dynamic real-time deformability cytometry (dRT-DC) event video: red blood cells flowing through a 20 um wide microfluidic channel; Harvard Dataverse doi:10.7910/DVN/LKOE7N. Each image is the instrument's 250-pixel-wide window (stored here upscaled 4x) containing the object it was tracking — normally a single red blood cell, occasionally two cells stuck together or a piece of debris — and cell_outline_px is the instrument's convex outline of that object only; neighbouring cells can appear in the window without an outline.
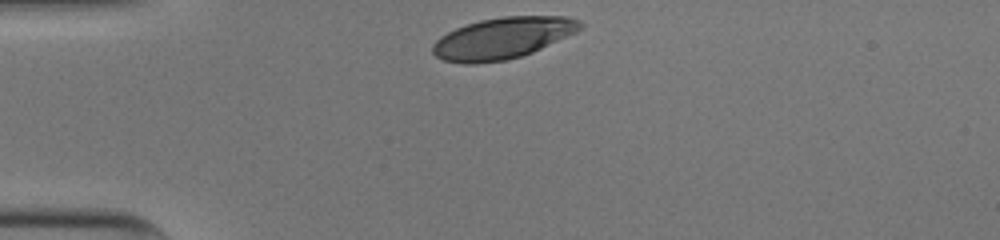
{"species": "human", "species_latin": "Homo sapiens", "temperature_condition": "cold", "stored_images_in_passage": 30, "camera_frame_rate_fps": 3000, "um_per_image_px": 0.085, "donor": {"sex": "male"}, "frame": {"image": 1, "passage_image": 1, "time_ms": 0.0, "image_size_px": [1000, 240], "cell_outline_px": [[584, 24], [576, 32], [532, 52], [520, 56], [504, 60], [476, 64], [464, 64], [444, 60], [436, 56], [432, 52], [432, 44], [440, 36], [456, 28], [480, 20], [504, 16], [568, 16], [580, 20]], "centroid_in_image_um": [42.71, 3.23], "position_along_channel_um": 42.3, "area_um2": 35.43}}
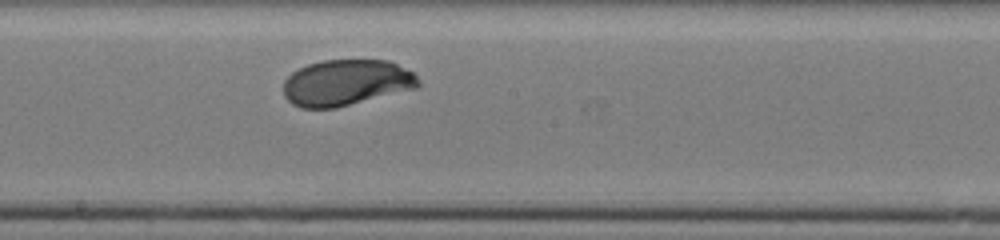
{"frame": {"image": 2, "passage_image": 17, "time_ms": 5.333, "image_size_px": [1000, 240], "cell_outline_px": [[420, 84], [416, 88], [336, 108], [300, 108], [292, 104], [284, 96], [284, 80], [292, 72], [308, 64], [324, 60], [388, 60], [412, 72], [420, 80]], "centroid_in_image_um": [29.41, 7.03], "position_along_channel_um": 218.8, "area_um2": 36.13}}
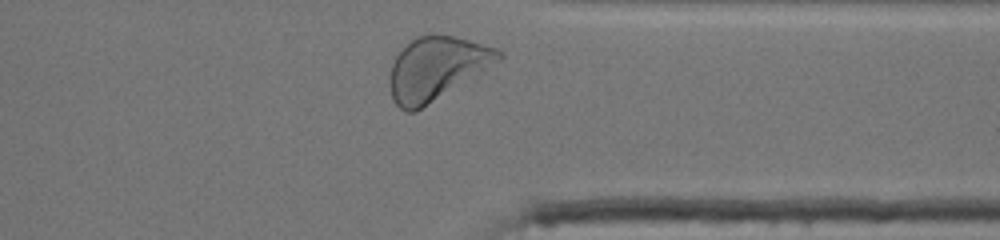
{"frame": {"image": 3, "passage_image": 29, "time_ms": 9.333, "image_size_px": [1000, 240], "cell_outline_px": [[504, 56], [500, 60], [484, 72], [416, 112], [404, 112], [392, 100], [388, 84], [388, 76], [392, 64], [396, 56], [412, 40], [420, 36], [456, 36], [496, 48], [504, 52]], "centroid_in_image_um": [37.11, 5.86], "position_along_channel_um": 374.3, "area_um2": 40.17}, "authors_computed_cell_mechanics": {"area_um2": 36.5296, "velocity_mm_per_s": 3.9235, "shape_relaxation_time_tau1_ms": 2.2038, "shape_relaxation_time_tau2_ms": null, "deformation_change_tau1": 0.1464, "deformation_change_tau2": null}}